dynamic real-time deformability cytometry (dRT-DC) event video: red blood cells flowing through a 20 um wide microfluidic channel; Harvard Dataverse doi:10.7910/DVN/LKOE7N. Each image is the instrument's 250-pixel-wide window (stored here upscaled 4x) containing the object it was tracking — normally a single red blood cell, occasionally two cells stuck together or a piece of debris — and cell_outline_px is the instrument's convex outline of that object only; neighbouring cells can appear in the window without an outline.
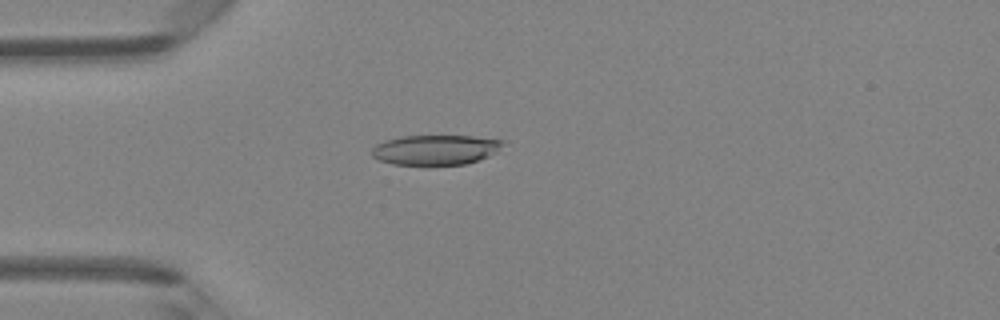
{"species": "Egyptian fruit bat (a non-hibernating species)", "species_latin": "Rousettus aegyptiacus", "temperature_condition": "room temperature", "stored_images_in_passage": 4, "camera_frame_rate_fps": 3000, "um_per_image_px": 0.085, "animal": {"sex": "female"}, "frame": {"image": 1, "passage_image": 4, "time_ms": 1.0, "image_size_px": [1000, 320], "cell_outline_px": [[504, 140], [500, 152], [480, 160], [464, 164], [428, 168], [392, 164], [380, 160], [372, 156], [372, 148], [376, 144], [384, 140], [400, 136], [472, 136]], "centroid_in_image_um": [37.02, 12.78], "position_along_channel_um": 48.0, "area_um2": 23.99}}